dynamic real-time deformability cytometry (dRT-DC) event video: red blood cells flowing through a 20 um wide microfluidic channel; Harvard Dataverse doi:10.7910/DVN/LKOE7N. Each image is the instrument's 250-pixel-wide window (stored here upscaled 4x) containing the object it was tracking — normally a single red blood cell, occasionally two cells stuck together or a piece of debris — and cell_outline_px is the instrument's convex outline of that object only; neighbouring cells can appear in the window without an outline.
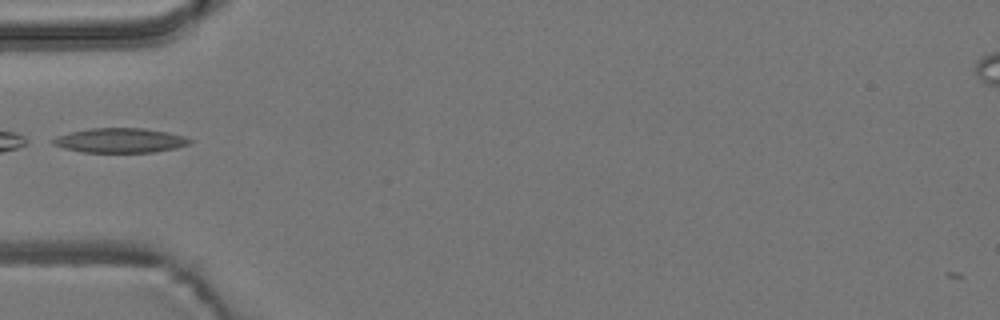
{"species": "common noctule bat (a hibernating species)", "species_latin": "Nyctalus noctula", "temperature_condition": "room temperature", "stored_images_in_passage": 1, "camera_frame_rate_fps": 3000, "um_per_image_px": 0.085, "animal": {"sex": "male", "body_mass_g": 19.2, "forearm_length_mm": 51.8}, "frame": {"image": 1, "passage_image": 1, "time_ms": 0.0, "image_size_px": [1000, 320], "cell_outline_px": [[192, 140], [188, 144], [176, 148], [156, 152], [84, 152], [64, 148], [52, 144], [52, 140], [56, 136], [88, 128], [144, 128], [168, 132], [184, 136]], "centroid_in_image_um": [10.22, 11.93], "position_along_channel_um": 74.8, "area_um2": 19.54}}